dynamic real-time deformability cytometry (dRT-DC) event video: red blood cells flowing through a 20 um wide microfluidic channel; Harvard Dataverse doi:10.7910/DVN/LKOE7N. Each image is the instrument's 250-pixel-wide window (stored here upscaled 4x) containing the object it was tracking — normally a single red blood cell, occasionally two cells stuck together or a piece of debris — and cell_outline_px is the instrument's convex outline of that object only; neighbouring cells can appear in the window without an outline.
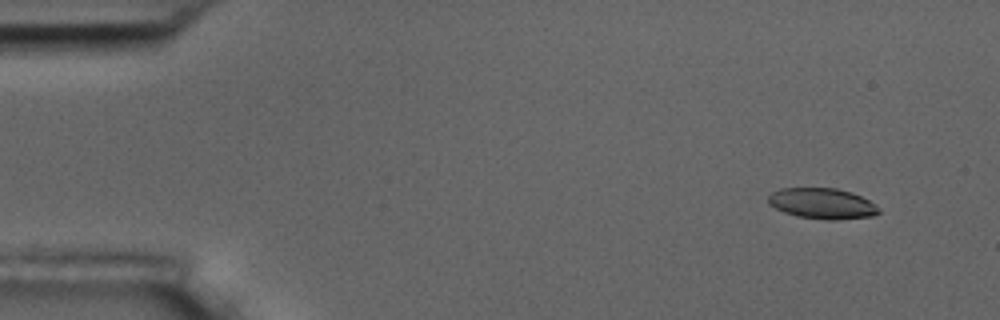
{"species": "common noctule bat (a hibernating species)", "species_latin": "Nyctalus noctula", "temperature_condition": "room temperature", "stored_images_in_passage": 8, "camera_frame_rate_fps": 3000, "um_per_image_px": 0.085, "animal": {"sex": "male", "body_mass_g": 17.5, "forearm_length_mm": 52.3}, "frame": {"image": 1, "passage_image": 1, "time_ms": 0.0, "image_size_px": [1000, 320], "cell_outline_px": [[880, 212], [872, 216], [836, 220], [828, 220], [796, 216], [784, 212], [768, 204], [768, 196], [772, 192], [780, 188], [836, 188], [852, 192], [876, 204]], "centroid_in_image_um": [69.88, 17.3], "position_along_channel_um": 15.1, "area_um2": 19.83}}
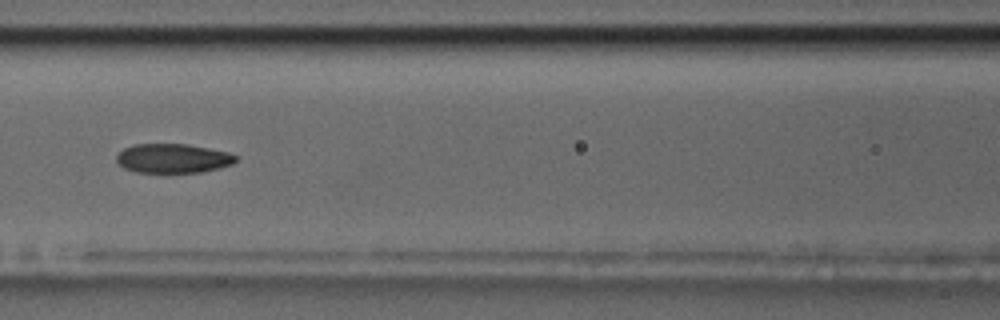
{"frame": {"image": 2, "passage_image": 7, "time_ms": 6.667, "image_size_px": [1000, 320], "cell_outline_px": [[236, 160], [232, 164], [200, 172], [136, 172], [124, 168], [116, 160], [116, 156], [124, 148], [132, 144], [188, 144], [228, 152], [236, 156]], "centroid_in_image_um": [14.67, 13.45], "position_along_channel_um": 151.9, "area_um2": 20.11}}
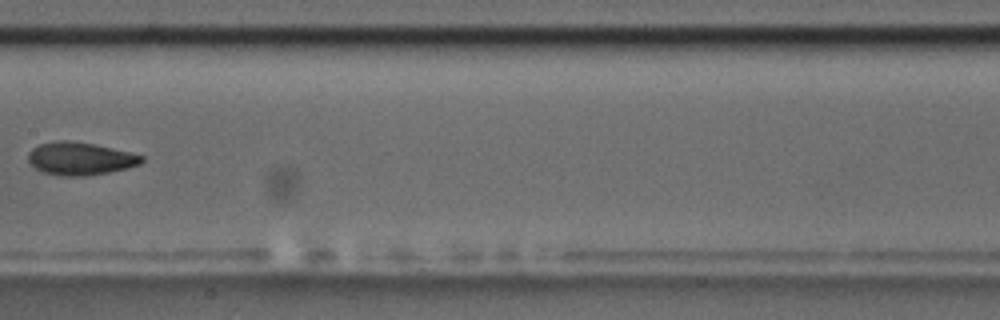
{"frame": {"image": 3, "passage_image": 8, "time_ms": 8.0, "image_size_px": [1000, 320], "cell_outline_px": [[144, 160], [140, 164], [128, 168], [108, 172], [84, 176], [60, 176], [44, 172], [36, 168], [28, 160], [28, 152], [32, 148], [40, 144], [56, 140], [68, 140], [92, 144], [112, 148], [144, 156]], "centroid_in_image_um": [6.8, 13.48], "position_along_channel_um": 200.6, "area_um2": 21.56}}